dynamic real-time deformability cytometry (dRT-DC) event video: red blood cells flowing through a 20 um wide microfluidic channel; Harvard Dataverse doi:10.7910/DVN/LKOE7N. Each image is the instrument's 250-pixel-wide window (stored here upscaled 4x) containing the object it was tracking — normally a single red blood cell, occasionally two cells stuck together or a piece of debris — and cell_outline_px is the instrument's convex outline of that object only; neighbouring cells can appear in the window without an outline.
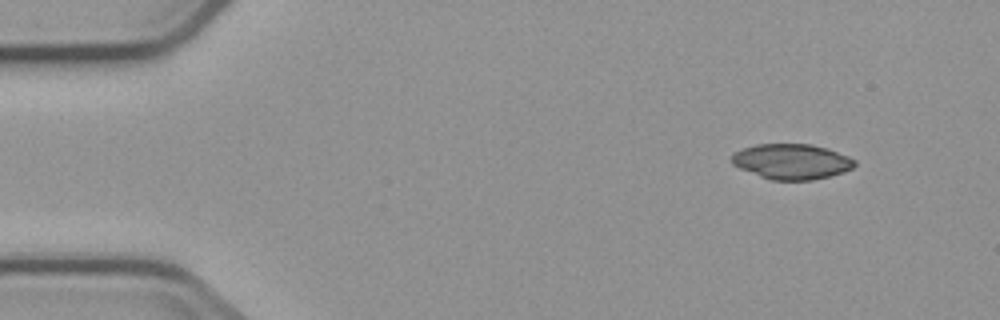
{"species": "common noctule bat (a hibernating species)", "species_latin": "Nyctalus noctula", "temperature_condition": "cold", "stored_images_in_passage": 4, "camera_frame_rate_fps": 3000, "um_per_image_px": 0.085, "animal": {"sex": "male", "body_mass_g": 23.1, "forearm_length_mm": 52.7}, "frame": {"image": 1, "passage_image": 1, "time_ms": 0.0, "image_size_px": [1000, 320], "cell_outline_px": [[856, 164], [852, 168], [844, 172], [812, 180], [772, 180], [760, 176], [740, 168], [732, 164], [732, 156], [736, 152], [744, 148], [756, 144], [812, 144], [828, 148], [848, 156], [856, 160]], "centroid_in_image_um": [67.32, 13.73], "position_along_channel_um": 17.7, "area_um2": 25.2}}